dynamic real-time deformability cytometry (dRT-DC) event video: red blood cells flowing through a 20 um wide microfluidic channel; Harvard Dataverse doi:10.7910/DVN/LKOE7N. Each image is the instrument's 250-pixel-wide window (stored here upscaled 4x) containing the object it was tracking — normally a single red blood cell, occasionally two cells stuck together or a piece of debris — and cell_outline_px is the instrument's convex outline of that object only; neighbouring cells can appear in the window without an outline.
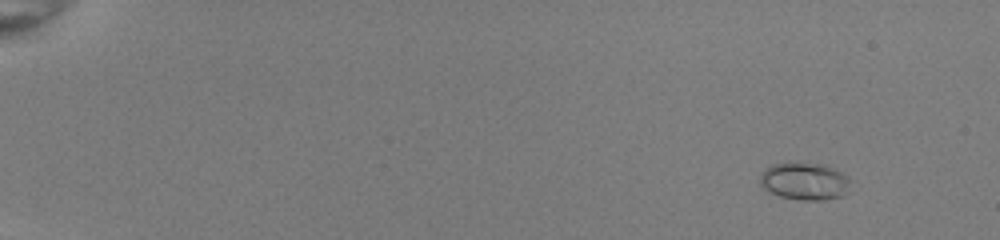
{"species": "common noctule bat (a hibernating species)", "species_latin": "Nyctalus noctula", "temperature_condition": "room temperature", "stored_images_in_passage": 49, "camera_frame_rate_fps": 3000, "um_per_image_px": 0.085, "animal": {"sex": "female", "body_mass_g": 22.0, "forearm_length_mm": 56.7}, "frame": {"image": 1, "passage_image": 1, "time_ms": 0.0, "image_size_px": [1000, 240], "cell_outline_px": [[852, 180], [844, 192], [840, 196], [824, 200], [800, 200], [780, 196], [768, 192], [760, 184], [760, 176], [772, 164], [796, 160], [820, 164], [832, 168], [848, 176]], "centroid_in_image_um": [68.36, 15.38], "position_along_channel_um": 16.6, "area_um2": 19.88}}
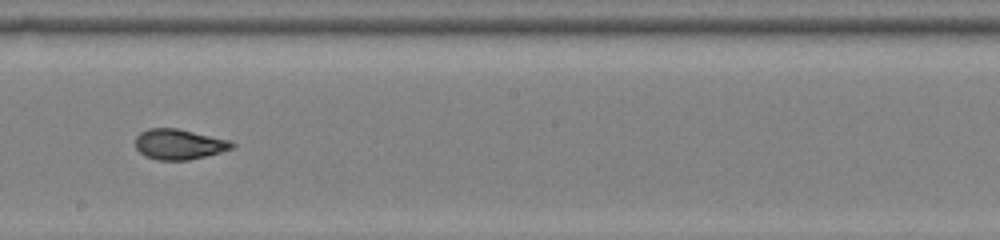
{"frame": {"image": 2, "passage_image": 29, "time_ms": 9.333, "image_size_px": [1000, 240], "cell_outline_px": [[236, 144], [232, 148], [220, 152], [188, 160], [156, 160], [144, 156], [136, 148], [136, 136], [140, 132], [148, 128], [176, 128], [232, 140]], "centroid_in_image_um": [15.21, 12.26], "position_along_channel_um": 233.0, "area_um2": 17.17}}
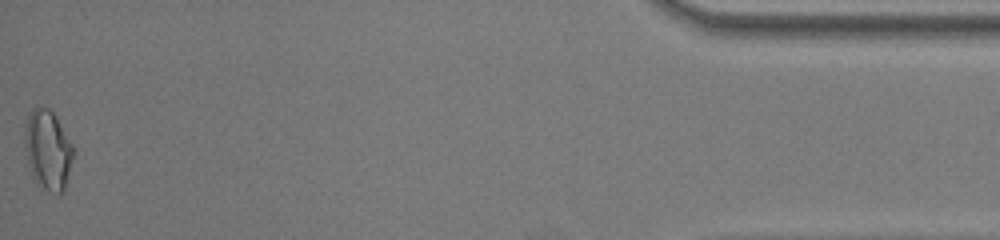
{"frame": {"image": 3, "passage_image": 49, "time_ms": 16.0, "image_size_px": [1000, 240], "cell_outline_px": [[76, 152], [64, 188], [56, 196], [48, 192], [36, 184], [32, 176], [28, 164], [24, 148], [24, 128], [28, 116], [32, 108], [48, 108], [56, 116], [76, 148]], "centroid_in_image_um": [4.08, 12.77], "position_along_channel_um": 431.1, "area_um2": 23.18}, "authors_computed_cell_mechanics": {"area_um2": 17.629, "velocity_mm_per_s": 4.0359, "shape_relaxation_time_tau1_ms": 6.3438, "shape_relaxation_time_tau2_ms": 1.0269, "deformation_change_tau1": 0.1943, "deformation_change_tau2": 0.0535}}